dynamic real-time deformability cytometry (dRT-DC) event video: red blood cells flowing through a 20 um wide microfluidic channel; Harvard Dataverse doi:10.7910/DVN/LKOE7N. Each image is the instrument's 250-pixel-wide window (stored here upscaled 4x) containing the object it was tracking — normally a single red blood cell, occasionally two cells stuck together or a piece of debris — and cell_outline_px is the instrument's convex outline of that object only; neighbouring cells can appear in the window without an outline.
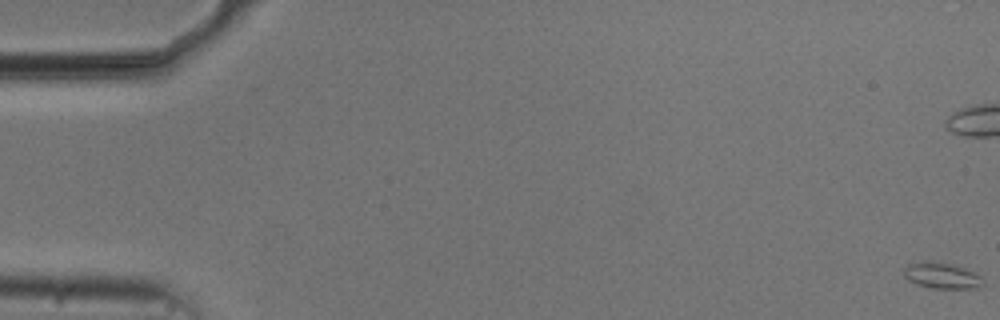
{"species": "common noctule bat (a hibernating species)", "species_latin": "Nyctalus noctula", "temperature_condition": "cold", "stored_images_in_passage": 57, "camera_frame_rate_fps": 3000, "um_per_image_px": 0.085, "animal": {"sex": "male", "body_mass_g": 20.5, "forearm_length_mm": 52.5}, "frame": {"image": 1, "passage_image": 1, "time_ms": 0.0, "image_size_px": [1000, 320], "cell_outline_px": [[984, 284], [976, 288], [932, 288], [916, 284], [908, 280], [904, 276], [904, 268], [908, 264], [924, 260], [932, 260], [964, 268], [980, 276]], "centroid_in_image_um": [80.0, 23.42], "position_along_channel_um": 5.0, "area_um2": 11.91}}
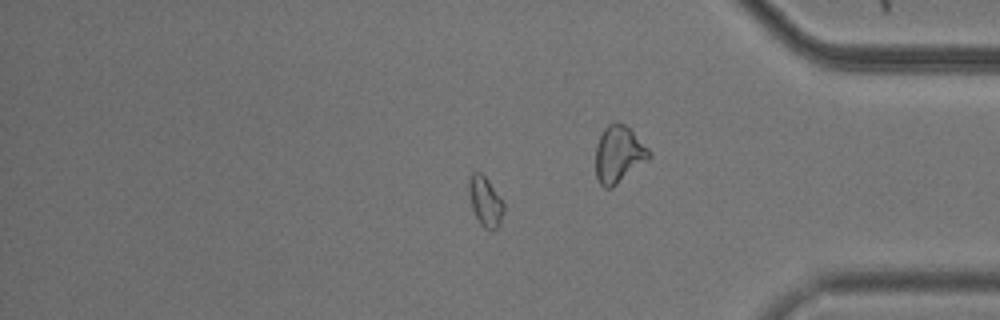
{"frame": {"image": 2, "passage_image": 47, "time_ms": 15.333, "image_size_px": [1000, 320], "cell_outline_px": [[504, 212], [496, 228], [492, 232], [488, 232], [480, 224], [472, 208], [468, 188], [468, 176], [472, 172], [480, 172], [488, 180], [504, 204]], "centroid_in_image_um": [41.23, 17.13], "position_along_channel_um": 394.0, "area_um2": 10.12}}